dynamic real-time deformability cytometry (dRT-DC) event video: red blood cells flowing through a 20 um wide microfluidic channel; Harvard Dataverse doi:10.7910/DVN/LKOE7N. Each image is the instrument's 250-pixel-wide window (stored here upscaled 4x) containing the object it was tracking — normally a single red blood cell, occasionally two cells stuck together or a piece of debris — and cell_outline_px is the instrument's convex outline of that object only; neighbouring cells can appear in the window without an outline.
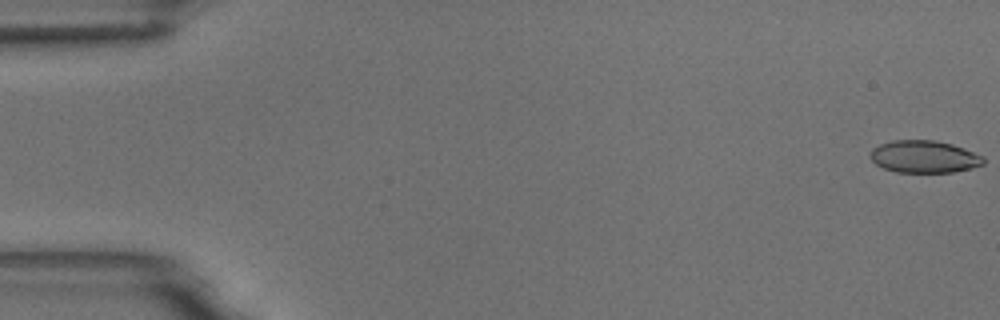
{"species": "common noctule bat (a hibernating species)", "species_latin": "Nyctalus noctula", "temperature_condition": "room temperature", "stored_images_in_passage": 4, "camera_frame_rate_fps": 3000, "um_per_image_px": 0.085, "animal": {"sex": "male", "body_mass_g": 18.8}, "frame": {"image": 1, "passage_image": 1, "time_ms": 0.0, "image_size_px": [1000, 320], "cell_outline_px": [[984, 164], [972, 168], [952, 172], [896, 172], [884, 168], [876, 164], [872, 160], [872, 148], [880, 144], [892, 140], [936, 140], [952, 144], [964, 148], [984, 156]], "centroid_in_image_um": [78.58, 13.31], "position_along_channel_um": 6.4, "area_um2": 21.27}}